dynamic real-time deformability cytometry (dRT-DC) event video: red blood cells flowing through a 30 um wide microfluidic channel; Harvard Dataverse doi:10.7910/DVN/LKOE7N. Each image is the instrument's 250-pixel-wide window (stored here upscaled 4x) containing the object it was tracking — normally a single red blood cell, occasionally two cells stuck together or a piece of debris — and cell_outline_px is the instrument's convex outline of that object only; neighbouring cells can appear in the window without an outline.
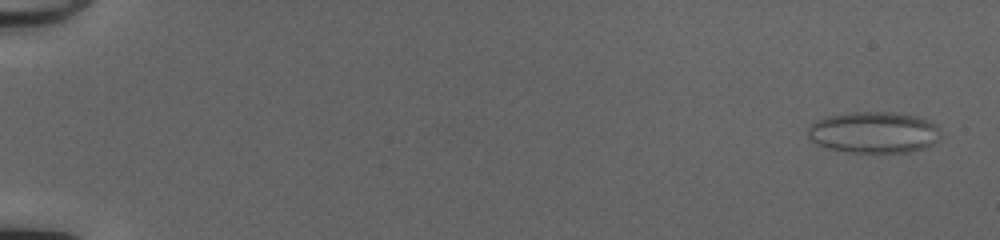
{"species": "common noctule bat (a hibernating species)", "species_latin": "Nyctalus noctula", "temperature_condition": "cold", "stored_images_in_passage": 52, "camera_frame_rate_fps": 3000, "um_per_image_px": 0.085, "animal": {"sex": "female", "body_mass_g": 20.0, "forearm_length_mm": 54.0}, "frame": {"image": 1, "passage_image": 1, "time_ms": 0.0, "image_size_px": [1000, 240], "cell_outline_px": [[936, 140], [932, 144], [924, 148], [908, 152], [848, 152], [828, 148], [812, 140], [808, 136], [808, 128], [816, 120], [828, 116], [852, 112], [888, 112], [916, 116], [928, 120], [936, 128]], "centroid_in_image_um": [74.22, 11.25], "position_along_channel_um": 10.8, "area_um2": 31.33}}
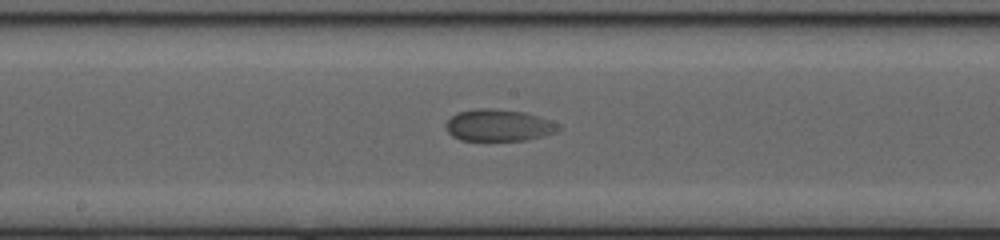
{"frame": {"image": 2, "passage_image": 29, "time_ms": 9.333, "image_size_px": [1000, 240], "cell_outline_px": [[560, 128], [556, 132], [544, 136], [524, 140], [460, 140], [452, 136], [448, 132], [444, 124], [456, 112], [476, 108], [492, 108], [524, 112], [540, 116], [560, 124]], "centroid_in_image_um": [42.38, 10.64], "position_along_channel_um": 205.8, "area_um2": 21.04}}
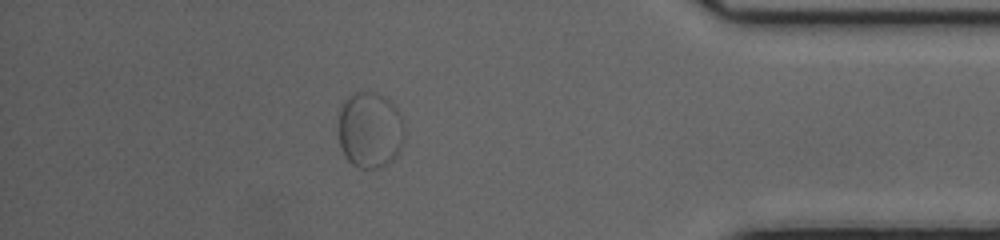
{"frame": {"image": 3, "passage_image": 46, "time_ms": 15.0, "image_size_px": [1000, 240], "cell_outline_px": [[404, 140], [396, 156], [392, 160], [380, 168], [360, 168], [352, 164], [344, 156], [340, 144], [336, 128], [340, 108], [344, 100], [352, 92], [376, 92], [384, 96], [396, 108], [404, 124]], "centroid_in_image_um": [31.41, 11.04], "position_along_channel_um": 403.8, "area_um2": 29.82}}